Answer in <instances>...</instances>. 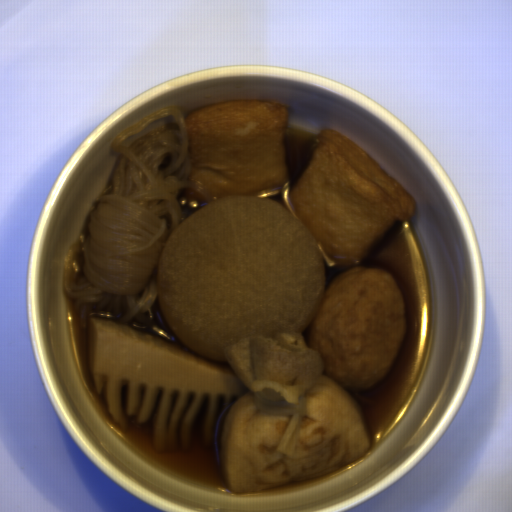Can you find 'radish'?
<instances>
[{
  "label": "radish",
  "mask_w": 512,
  "mask_h": 512,
  "mask_svg": "<svg viewBox=\"0 0 512 512\" xmlns=\"http://www.w3.org/2000/svg\"><path fill=\"white\" fill-rule=\"evenodd\" d=\"M318 240L292 206L258 194L225 195L183 219L160 255L162 318L192 353L229 361L252 336L304 332L326 291Z\"/></svg>",
  "instance_id": "1f323893"
}]
</instances>
